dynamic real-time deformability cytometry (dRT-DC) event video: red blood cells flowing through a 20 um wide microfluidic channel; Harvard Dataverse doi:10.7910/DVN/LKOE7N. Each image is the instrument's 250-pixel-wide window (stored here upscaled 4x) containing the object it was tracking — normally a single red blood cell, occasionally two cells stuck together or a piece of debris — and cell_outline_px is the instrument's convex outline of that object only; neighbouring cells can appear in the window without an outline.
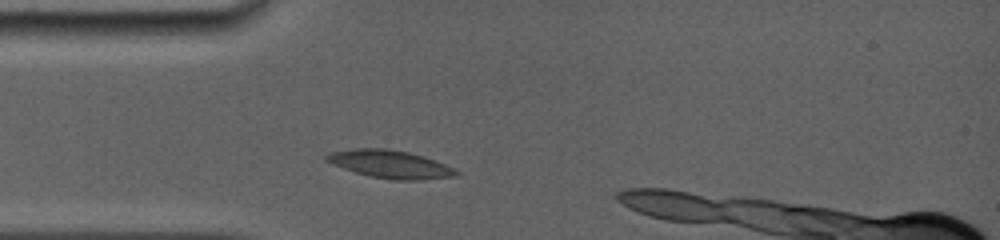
{"species": "common noctule bat (a hibernating species)", "species_latin": "Nyctalus noctula", "temperature_condition": "room temperature", "stored_images_in_passage": 7, "camera_frame_rate_fps": 5000, "um_per_image_px": 0.085, "animal": {"sex": "female", "body_mass_g": 19.0, "forearm_length_mm": 56.7}, "frame": {"image": 1, "passage_image": 1, "time_ms": 0.0, "image_size_px": [1000, 240], "cell_outline_px": [[460, 172], [456, 176], [420, 180], [396, 180], [372, 176], [356, 172], [344, 168], [324, 160], [324, 156], [328, 152], [352, 148], [388, 148], [408, 152], [424, 156], [436, 160]], "centroid_in_image_um": [33.15, 13.94], "position_along_channel_um": 51.9, "area_um2": 21.04}}
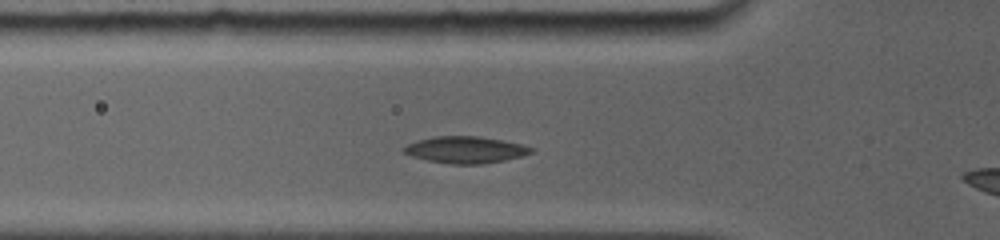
{"frame": {"image": 2, "passage_image": 3, "time_ms": 1.0, "image_size_px": [1000, 240], "cell_outline_px": [[536, 152], [504, 160], [480, 164], [448, 164], [428, 160], [412, 156], [404, 152], [400, 148], [416, 140], [432, 136], [480, 136], [504, 140], [536, 148]], "centroid_in_image_um": [39.57, 12.72], "position_along_channel_um": 86.2, "area_um2": 20.0}}
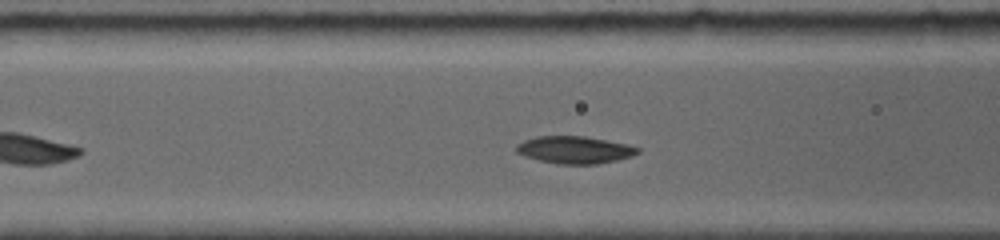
{"frame": {"image": 3, "passage_image": 5, "time_ms": 1.8, "image_size_px": [1000, 240], "cell_outline_px": [[640, 152], [632, 156], [616, 160], [596, 164], [556, 164], [524, 156], [516, 152], [516, 144], [524, 140], [536, 136], [584, 136], [628, 144], [640, 148]], "centroid_in_image_um": [48.84, 12.73], "position_along_channel_um": 117.8, "area_um2": 19.36}}